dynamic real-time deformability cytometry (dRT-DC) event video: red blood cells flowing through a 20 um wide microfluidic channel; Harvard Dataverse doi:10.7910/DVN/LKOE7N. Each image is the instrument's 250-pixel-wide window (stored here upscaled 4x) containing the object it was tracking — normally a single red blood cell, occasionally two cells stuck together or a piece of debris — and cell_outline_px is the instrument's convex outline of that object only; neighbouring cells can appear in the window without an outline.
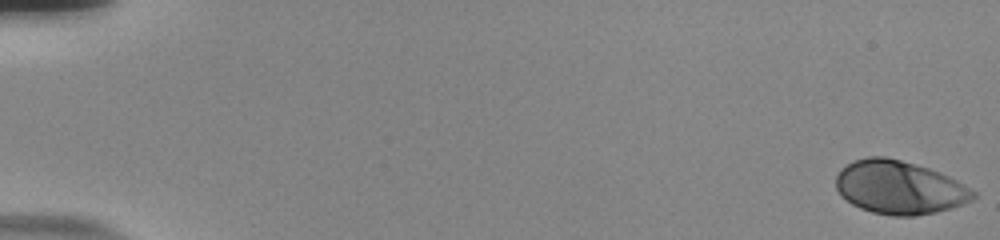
{"species": "human", "species_latin": "Homo sapiens", "temperature_condition": "room temperature", "stored_images_in_passage": 57, "camera_frame_rate_fps": 3000, "um_per_image_px": 0.085, "donor": {"sex": "male"}, "frame": {"image": 1, "passage_image": 1, "time_ms": 0.0, "image_size_px": [1000, 240], "cell_outline_px": [[976, 196], [972, 200], [952, 208], [936, 212], [916, 216], [892, 216], [872, 212], [860, 208], [852, 204], [840, 196], [836, 188], [836, 176], [840, 168], [856, 160], [868, 156], [884, 156], [900, 160], [928, 168], [940, 172], [956, 180], [976, 192]], "centroid_in_image_um": [76.42, 15.94], "position_along_channel_um": 8.6, "area_um2": 42.71}}
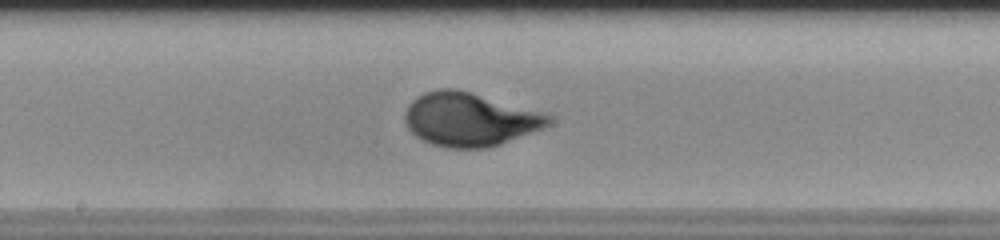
{"frame": {"image": 2, "passage_image": 32, "time_ms": 10.333, "image_size_px": [1000, 240], "cell_outline_px": [[552, 120], [548, 124], [540, 128], [500, 144], [488, 148], [448, 148], [432, 144], [420, 140], [408, 128], [404, 120], [404, 116], [408, 104], [416, 96], [424, 92], [440, 88], [456, 88], [540, 112], [552, 116]], "centroid_in_image_um": [39.84, 10.15], "position_along_channel_um": 208.4, "area_um2": 44.39}}
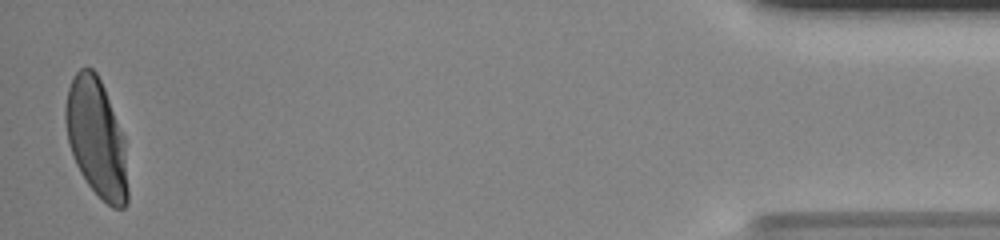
{"frame": {"image": 3, "passage_image": 56, "time_ms": 18.333, "image_size_px": [1000, 240], "cell_outline_px": [[128, 204], [124, 208], [112, 208], [88, 184], [80, 172], [76, 164], [68, 144], [64, 120], [64, 108], [68, 88], [76, 72], [80, 68], [92, 68], [96, 72], [104, 88], [124, 136], [128, 188]], "centroid_in_image_um": [8.19, 11.74], "position_along_channel_um": 427.0, "area_um2": 42.95}, "authors_computed_cell_mechanics": {"area_um2": 42.4252, "velocity_mm_per_s": 3.7047, "shape_relaxation_time_tau1_ms": 3.4941, "shape_relaxation_time_tau2_ms": null, "deformation_change_tau1": 0.1906, "deformation_change_tau2": null}}